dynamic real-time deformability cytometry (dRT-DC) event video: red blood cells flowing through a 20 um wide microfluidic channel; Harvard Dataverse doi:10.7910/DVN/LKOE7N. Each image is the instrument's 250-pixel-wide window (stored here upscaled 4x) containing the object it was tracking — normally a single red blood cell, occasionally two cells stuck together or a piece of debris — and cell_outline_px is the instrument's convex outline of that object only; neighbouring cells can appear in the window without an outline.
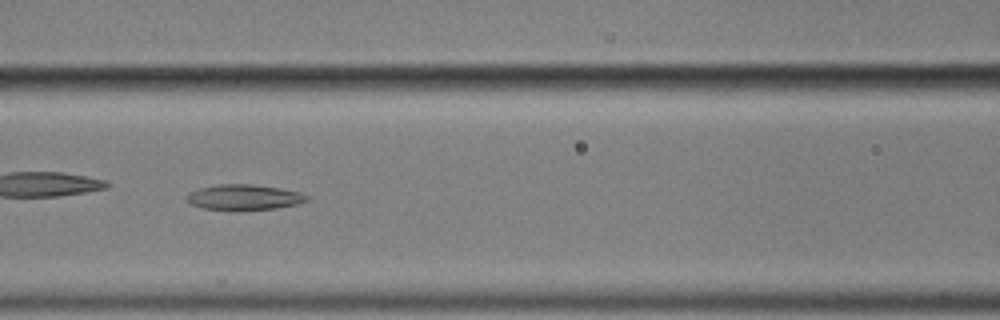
{"species": "common noctule bat (a hibernating species)", "species_latin": "Nyctalus noctula", "temperature_condition": "cold", "stored_images_in_passage": 55, "camera_frame_rate_fps": 3000, "um_per_image_px": 0.085, "animal": {"sex": "male", "body_mass_g": 17.9}, "frame": {"image": 1, "passage_image": 24, "time_ms": 7.667, "image_size_px": [1000, 320], "cell_outline_px": [[308, 200], [296, 204], [276, 208], [236, 212], [232, 212], [200, 208], [188, 204], [184, 200], [184, 196], [188, 192], [200, 188], [216, 184], [252, 184], [280, 188], [300, 192], [308, 196]], "centroid_in_image_um": [20.63, 16.79], "position_along_channel_um": 146.0, "area_um2": 18.61}, "authors_computed_cell_mechanics": {"area_um2": 21.6172, "velocity_mm_per_s": 3.4876, "shape_relaxation_time_tau1_ms": null, "shape_relaxation_time_tau2_ms": 2.7136, "deformation_change_tau1": null, "deformation_change_tau2": 0.0744}}